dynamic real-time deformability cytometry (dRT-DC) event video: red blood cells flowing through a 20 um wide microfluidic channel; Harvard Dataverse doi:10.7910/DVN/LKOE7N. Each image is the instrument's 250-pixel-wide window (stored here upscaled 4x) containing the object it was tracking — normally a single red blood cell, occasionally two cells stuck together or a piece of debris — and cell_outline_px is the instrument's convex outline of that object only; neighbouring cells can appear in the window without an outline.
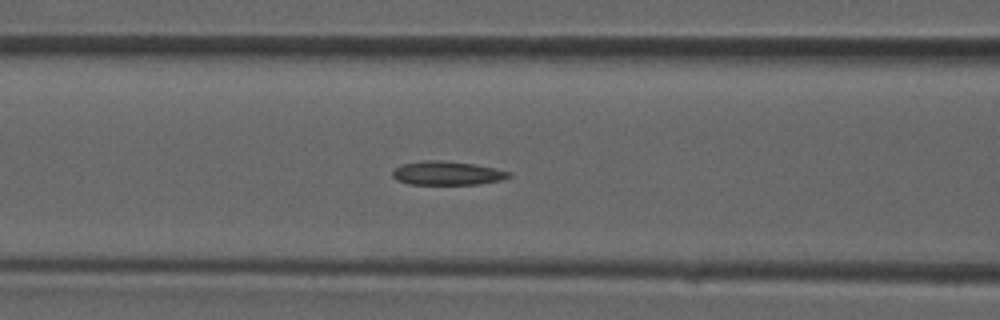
{"species": "common noctule bat (a hibernating species)", "species_latin": "Nyctalus noctula", "temperature_condition": "room temperature", "stored_images_in_passage": 14, "camera_frame_rate_fps": 3000, "um_per_image_px": 0.085, "animal": {"sex": "male", "forearm_length_mm": 52.5}, "frame": {"image": 1, "passage_image": 10, "time_ms": 3.0, "image_size_px": [1000, 320], "cell_outline_px": [[512, 176], [500, 180], [480, 184], [408, 184], [396, 180], [392, 176], [392, 172], [400, 164], [420, 160], [444, 160], [472, 164], [496, 168], [512, 172]], "centroid_in_image_um": [37.99, 14.71], "position_along_channel_um": 128.6, "area_um2": 16.3}}
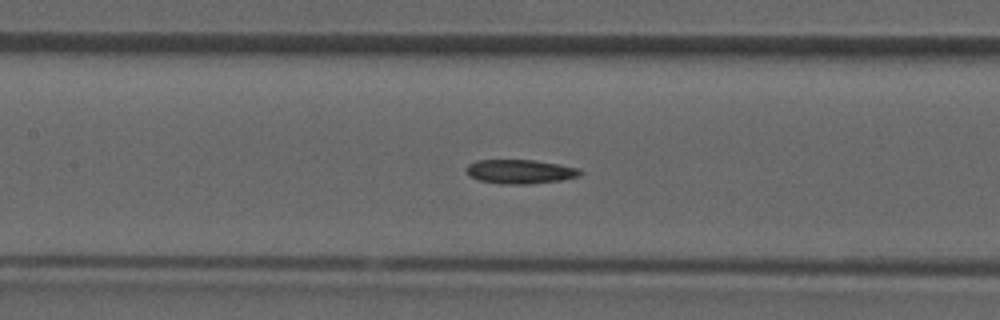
{"frame": {"image": 2, "passage_image": 12, "time_ms": 3.667, "image_size_px": [1000, 320], "cell_outline_px": [[584, 172], [580, 176], [560, 180], [528, 184], [500, 184], [480, 180], [468, 176], [464, 168], [468, 164], [476, 160], [536, 160], [560, 164], [580, 168]], "centroid_in_image_um": [44.21, 14.58], "position_along_channel_um": 163.2, "area_um2": 16.24}}